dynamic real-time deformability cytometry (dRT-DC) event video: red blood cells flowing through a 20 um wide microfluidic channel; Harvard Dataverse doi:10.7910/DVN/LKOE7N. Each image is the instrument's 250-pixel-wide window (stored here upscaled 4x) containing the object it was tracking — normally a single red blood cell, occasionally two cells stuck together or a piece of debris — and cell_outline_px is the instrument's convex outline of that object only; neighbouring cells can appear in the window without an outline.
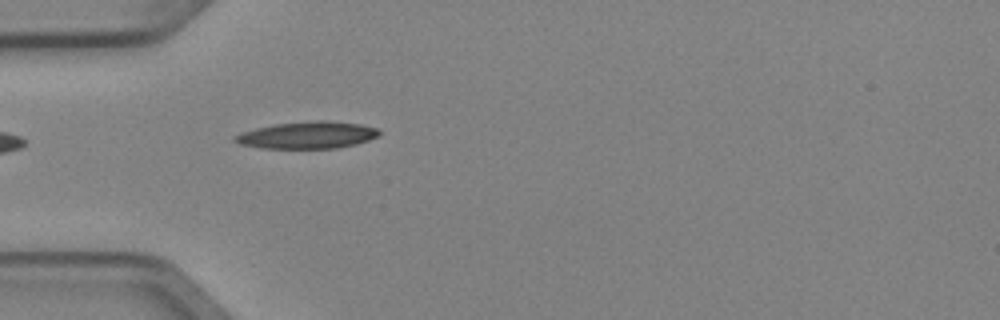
{"species": "Egyptian fruit bat (a non-hibernating species)", "species_latin": "Rousettus aegyptiacus", "temperature_condition": "cold", "stored_images_in_passage": 2, "camera_frame_rate_fps": 3000, "um_per_image_px": 0.085, "animal": {"sex": "female"}, "frame": {"image": 1, "passage_image": 2, "time_ms": 0.333, "image_size_px": [1000, 320], "cell_outline_px": [[380, 136], [356, 144], [336, 148], [260, 148], [240, 144], [232, 140], [232, 136], [240, 132], [256, 128], [276, 124], [308, 120], [328, 120], [360, 124], [376, 128], [380, 132]], "centroid_in_image_um": [26.1, 11.47], "position_along_channel_um": 58.9, "area_um2": 22.89}}